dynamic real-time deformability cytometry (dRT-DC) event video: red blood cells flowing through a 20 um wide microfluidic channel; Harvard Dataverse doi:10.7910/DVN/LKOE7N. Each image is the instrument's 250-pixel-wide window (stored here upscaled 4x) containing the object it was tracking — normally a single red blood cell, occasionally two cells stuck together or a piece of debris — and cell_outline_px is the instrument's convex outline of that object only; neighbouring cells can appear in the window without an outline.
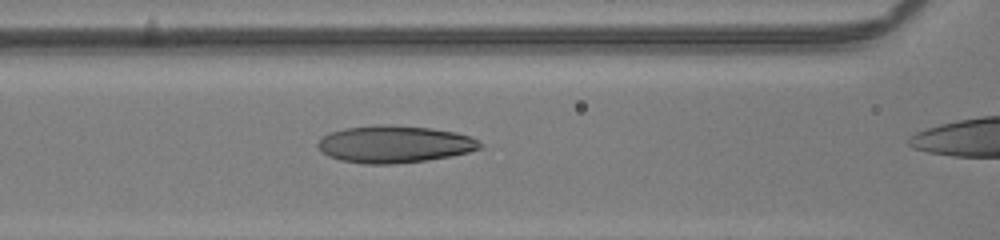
{"species": "human", "species_latin": "Homo sapiens", "temperature_condition": "room temperature", "stored_images_in_passage": 45, "camera_frame_rate_fps": 3000, "um_per_image_px": 0.085, "donor": {"sex": "male"}, "frame": {"image": 1, "passage_image": 26, "time_ms": 8.333, "image_size_px": [1000, 240], "cell_outline_px": [[484, 144], [480, 148], [468, 152], [428, 160], [396, 164], [364, 164], [340, 160], [328, 156], [320, 152], [316, 144], [328, 132], [344, 128], [384, 124], [432, 128], [456, 132], [472, 136], [480, 140]], "centroid_in_image_um": [33.53, 12.25], "position_along_channel_um": 133.1, "area_um2": 35.43}}
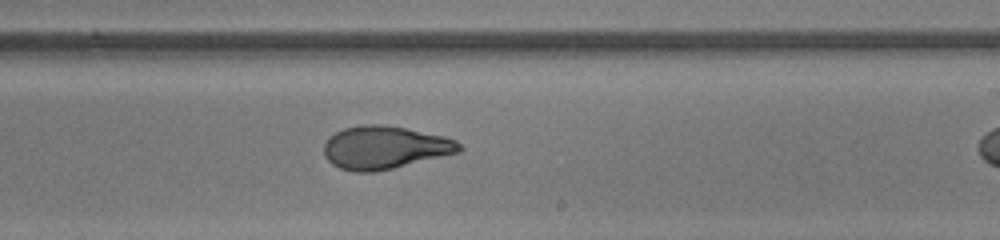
{"frame": {"image": 2, "passage_image": 35, "time_ms": 11.333, "image_size_px": [1000, 240], "cell_outline_px": [[464, 148], [460, 152], [376, 172], [352, 172], [340, 168], [332, 164], [324, 156], [324, 144], [328, 136], [344, 128], [360, 124], [384, 124], [444, 136], [456, 140]], "centroid_in_image_um": [32.68, 12.54], "position_along_channel_um": 256.3, "area_um2": 34.04}}
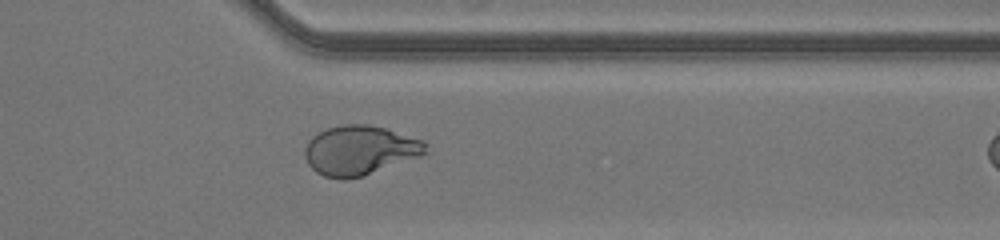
{"frame": {"image": 3, "passage_image": 44, "time_ms": 14.333, "image_size_px": [1000, 240], "cell_outline_px": [[432, 152], [364, 176], [344, 180], [324, 176], [316, 172], [308, 164], [304, 156], [304, 148], [308, 140], [312, 136], [328, 128], [344, 124], [368, 124], [384, 128], [424, 140]], "centroid_in_image_um": [30.61, 12.79], "position_along_channel_um": 380.8, "area_um2": 35.2}}